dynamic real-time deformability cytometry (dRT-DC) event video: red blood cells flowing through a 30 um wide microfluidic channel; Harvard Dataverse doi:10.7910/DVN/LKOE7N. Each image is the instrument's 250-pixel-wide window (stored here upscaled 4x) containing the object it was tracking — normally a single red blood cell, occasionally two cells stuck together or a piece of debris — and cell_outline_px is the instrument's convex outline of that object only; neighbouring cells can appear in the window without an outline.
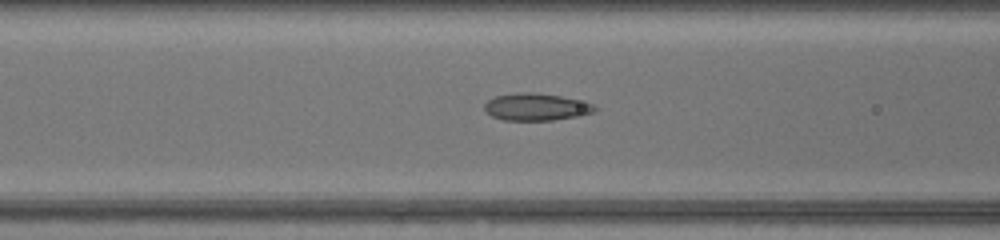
{"species": "common noctule bat (a hibernating species)", "species_latin": "Nyctalus noctula", "temperature_condition": "warm", "stored_images_in_passage": 41, "camera_frame_rate_fps": 3000, "um_per_image_px": 0.085, "animal": {"sex": "female", "body_mass_g": 17.0, "forearm_length_mm": 48.0}, "frame": {"image": 1, "passage_image": 19, "time_ms": 6.0, "image_size_px": [1000, 240], "cell_outline_px": [[600, 108], [592, 112], [580, 116], [552, 120], [504, 120], [492, 116], [484, 108], [484, 104], [488, 100], [496, 96], [516, 92], [532, 92], [560, 96], [592, 104]], "centroid_in_image_um": [45.56, 9.09], "position_along_channel_um": 121.0, "area_um2": 17.34}}
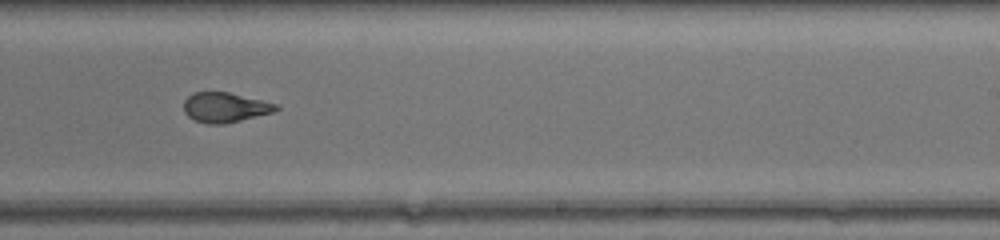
{"frame": {"image": 2, "passage_image": 29, "time_ms": 9.333, "image_size_px": [1000, 240], "cell_outline_px": [[280, 108], [272, 112], [224, 124], [208, 124], [196, 120], [188, 116], [184, 112], [184, 100], [192, 92], [228, 92], [276, 104]], "centroid_in_image_um": [19.08, 9.12], "position_along_channel_um": 269.9, "area_um2": 15.78}}
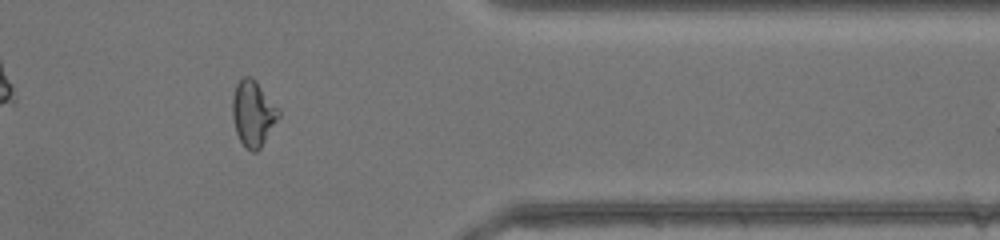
{"frame": {"image": 3, "passage_image": 38, "time_ms": 12.333, "image_size_px": [1000, 240], "cell_outline_px": [[280, 116], [260, 148], [256, 152], [252, 152], [244, 148], [236, 132], [232, 116], [232, 100], [236, 84], [244, 76], [252, 76], [256, 80], [280, 108]], "centroid_in_image_um": [21.52, 9.63], "position_along_channel_um": 389.9, "area_um2": 17.92}}